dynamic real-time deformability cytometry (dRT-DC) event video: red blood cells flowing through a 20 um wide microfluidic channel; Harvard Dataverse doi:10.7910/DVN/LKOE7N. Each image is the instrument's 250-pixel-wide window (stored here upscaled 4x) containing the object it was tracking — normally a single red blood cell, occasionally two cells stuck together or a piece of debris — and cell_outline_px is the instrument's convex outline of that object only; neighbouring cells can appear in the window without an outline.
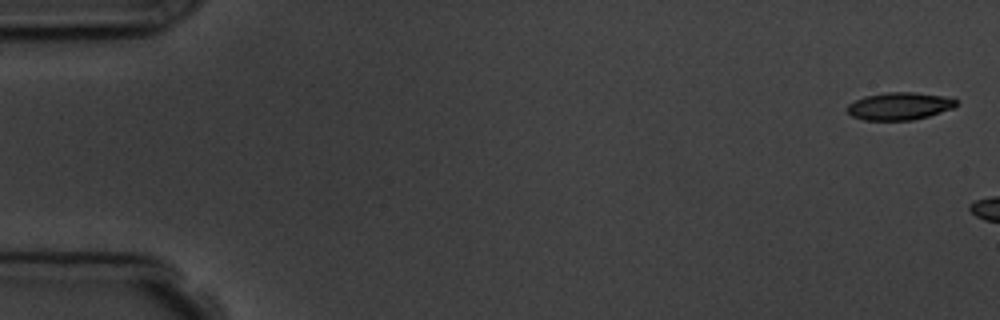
{"species": "common noctule bat (a hibernating species)", "species_latin": "Nyctalus noctula", "temperature_condition": "room temperature", "stored_images_in_passage": 6, "camera_frame_rate_fps": 3000, "um_per_image_px": 0.085, "animal": {"sex": "male", "body_mass_g": 19.5, "forearm_length_mm": 54.6}, "frame": {"image": 1, "passage_image": 1, "time_ms": 0.0, "image_size_px": [1000, 320], "cell_outline_px": [[956, 104], [952, 108], [928, 116], [912, 120], [864, 120], [852, 116], [844, 108], [848, 104], [864, 96], [888, 92], [912, 92], [952, 96], [956, 100]], "centroid_in_image_um": [76.44, 9.01], "position_along_channel_um": 8.6, "area_um2": 17.57}}
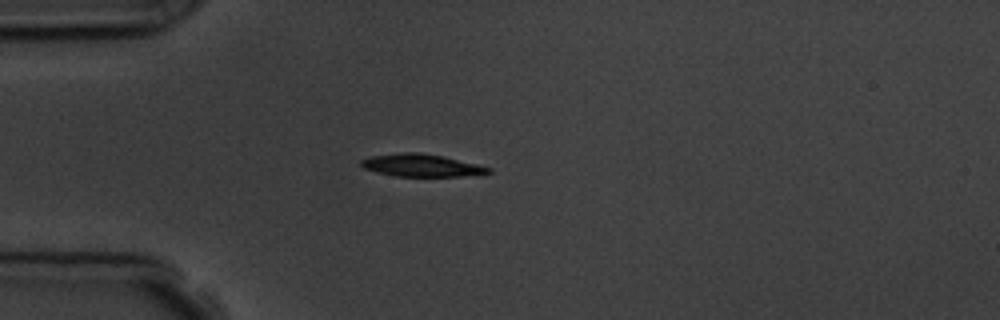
{"frame": {"image": 2, "passage_image": 6, "time_ms": 6.333, "image_size_px": [1000, 320], "cell_outline_px": [[492, 172], [460, 176], [396, 176], [364, 168], [360, 164], [360, 160], [372, 156], [404, 152], [420, 152], [444, 156], [492, 168]], "centroid_in_image_um": [35.83, 14.04], "position_along_channel_um": 49.2, "area_um2": 16.42}}